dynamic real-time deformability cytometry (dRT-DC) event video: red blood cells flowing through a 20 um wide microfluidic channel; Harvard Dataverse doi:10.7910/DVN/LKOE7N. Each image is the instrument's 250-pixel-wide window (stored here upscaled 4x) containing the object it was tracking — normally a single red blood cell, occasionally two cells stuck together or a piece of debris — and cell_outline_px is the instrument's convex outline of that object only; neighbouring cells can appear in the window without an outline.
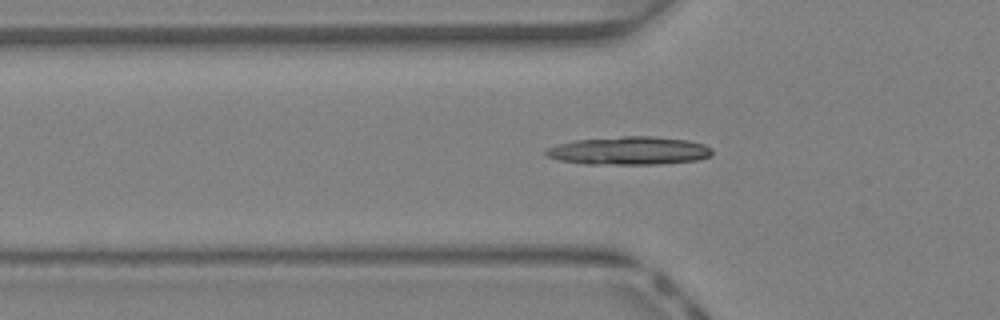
{"species": "Egyptian fruit bat (a non-hibernating species)", "species_latin": "Rousettus aegyptiacus", "temperature_condition": "warm", "stored_images_in_passage": 43, "camera_frame_rate_fps": 3000, "um_per_image_px": 0.085, "animal": {"sex": "female"}, "frame": {"image": 1, "passage_image": 13, "time_ms": 4.0, "image_size_px": [1000, 320], "cell_outline_px": [[712, 156], [700, 160], [656, 164], [584, 164], [560, 160], [544, 156], [544, 152], [548, 148], [560, 144], [576, 140], [624, 136], [652, 136], [688, 140], [704, 144], [712, 148]], "centroid_in_image_um": [53.51, 12.81], "position_along_channel_um": 72.3, "area_um2": 27.34}}
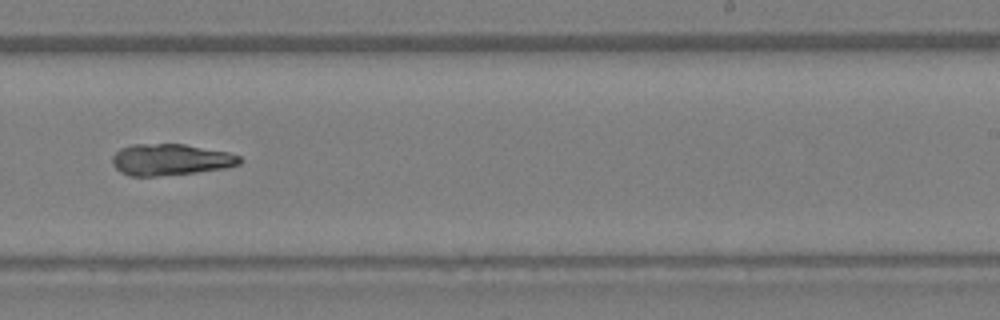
{"frame": {"image": 2, "passage_image": 26, "time_ms": 8.333, "image_size_px": [1000, 320], "cell_outline_px": [[244, 160], [240, 164], [224, 168], [196, 172], [156, 176], [128, 176], [120, 172], [112, 164], [112, 156], [120, 148], [132, 144], [184, 144], [228, 152], [240, 156]], "centroid_in_image_um": [14.48, 13.57], "position_along_channel_um": 274.5, "area_um2": 23.41}}
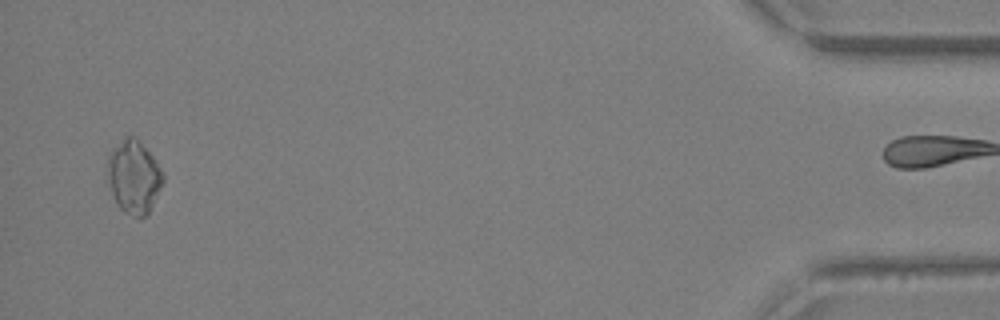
{"frame": {"image": 3, "passage_image": 41, "time_ms": 13.333, "image_size_px": [1000, 320], "cell_outline_px": [[164, 180], [148, 212], [140, 220], [124, 212], [116, 204], [108, 180], [108, 156], [112, 148], [124, 136], [136, 136], [152, 156], [164, 172]], "centroid_in_image_um": [11.37, 15.02], "position_along_channel_um": 423.8, "area_um2": 23.64}, "authors_computed_cell_mechanics": {"area_um2": 23.409, "velocity_mm_per_s": 4.6527, "shape_relaxation_time_tau1_ms": 11.2306, "shape_relaxation_time_tau2_ms": 5.8872, "deformation_change_tau1": 0.3597, "deformation_change_tau2": 0.1952}}